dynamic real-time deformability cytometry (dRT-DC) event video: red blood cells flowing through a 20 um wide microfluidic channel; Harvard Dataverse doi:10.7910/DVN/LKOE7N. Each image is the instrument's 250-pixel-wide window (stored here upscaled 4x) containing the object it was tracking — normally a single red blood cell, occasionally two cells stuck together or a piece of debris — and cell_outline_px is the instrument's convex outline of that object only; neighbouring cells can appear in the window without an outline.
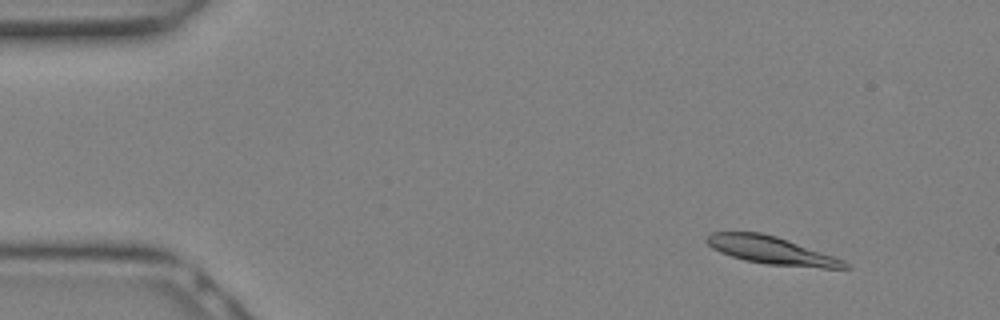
{"species": "Egyptian fruit bat (a non-hibernating species)", "species_latin": "Rousettus aegyptiacus", "temperature_condition": "warm", "stored_images_in_passage": 12, "camera_frame_rate_fps": 3000, "um_per_image_px": 0.085, "animal": {"sex": "female"}, "frame": {"image": 1, "passage_image": 3, "time_ms": 0.667, "image_size_px": [1000, 320], "cell_outline_px": [[852, 268], [820, 268], [768, 264], [744, 260], [720, 252], [712, 248], [704, 240], [712, 232], [760, 232], [776, 236], [788, 240], [844, 260]], "centroid_in_image_um": [65.56, 21.28], "position_along_channel_um": 19.4, "area_um2": 22.08}}
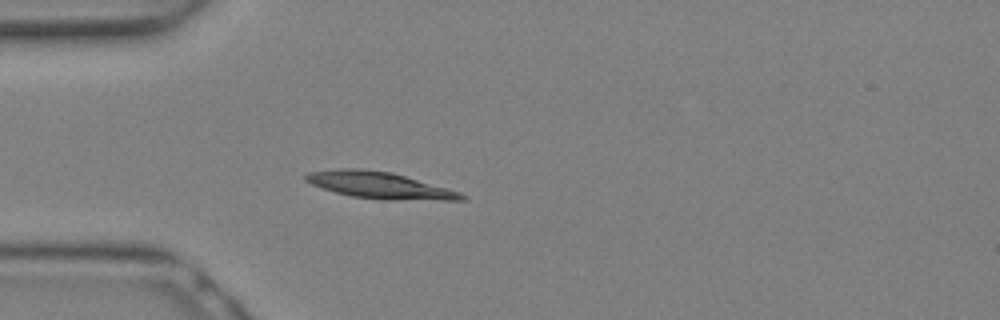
{"frame": {"image": 2, "passage_image": 8, "time_ms": 2.333, "image_size_px": [1000, 320], "cell_outline_px": [[468, 196], [464, 200], [384, 200], [352, 196], [336, 192], [312, 184], [304, 180], [304, 176], [308, 172], [336, 168], [360, 168], [392, 172], [460, 192]], "centroid_in_image_um": [32.26, 15.74], "position_along_channel_um": 52.7, "area_um2": 24.16}}
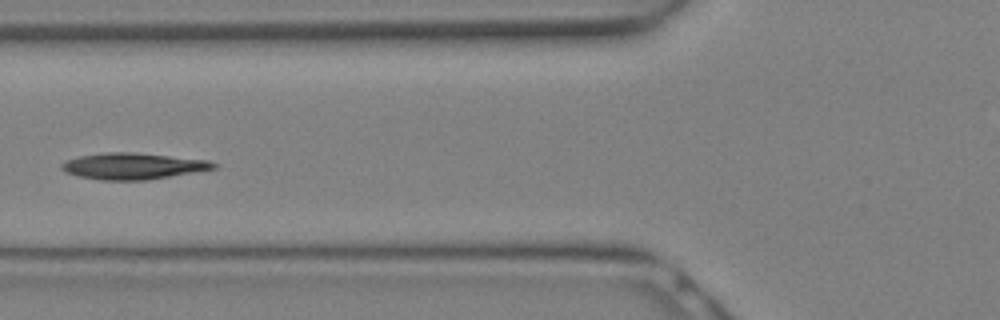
{"frame": {"image": 3, "passage_image": 11, "time_ms": 3.333, "image_size_px": [1000, 320], "cell_outline_px": [[216, 168], [148, 180], [100, 180], [80, 176], [64, 172], [60, 168], [60, 164], [68, 160], [80, 156], [104, 152], [132, 152], [208, 160], [216, 164]], "centroid_in_image_um": [11.26, 14.12], "position_along_channel_um": 114.5, "area_um2": 23.12}}